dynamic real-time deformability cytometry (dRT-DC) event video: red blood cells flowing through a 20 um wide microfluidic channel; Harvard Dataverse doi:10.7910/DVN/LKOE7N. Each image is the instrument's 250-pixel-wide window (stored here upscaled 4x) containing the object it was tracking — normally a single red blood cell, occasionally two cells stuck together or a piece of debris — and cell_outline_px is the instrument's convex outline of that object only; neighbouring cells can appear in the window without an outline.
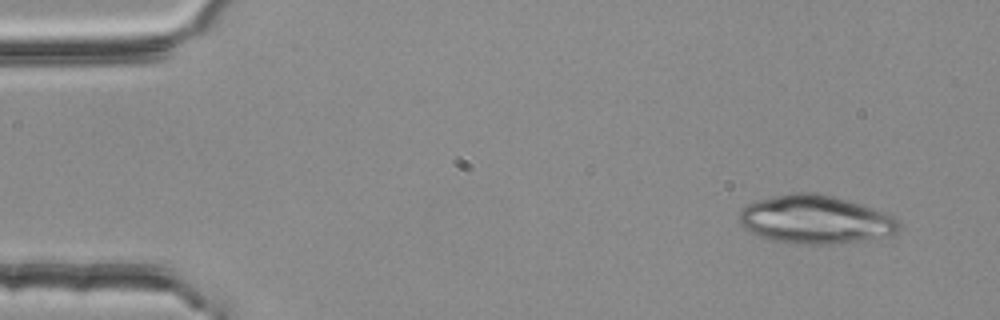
{"species": "common noctule bat (a hibernating species)", "species_latin": "Nyctalus noctula", "temperature_condition": "room temperature", "stored_images_in_passage": 5, "camera_frame_rate_fps": 3000, "um_per_image_px": 0.085, "animal": {"sex": "female", "body_mass_g": 25.1}, "frame": {"image": 1, "passage_image": 1, "time_ms": 0.0, "image_size_px": [1000, 320], "cell_outline_px": [[900, 228], [892, 236], [864, 240], [832, 244], [812, 244], [772, 240], [760, 236], [752, 232], [740, 224], [740, 212], [748, 204], [756, 200], [792, 192], [812, 192], [832, 196], [860, 204], [884, 212], [892, 216], [900, 224]], "centroid_in_image_um": [69.33, 18.66], "position_along_channel_um": 15.7, "area_um2": 44.56}}